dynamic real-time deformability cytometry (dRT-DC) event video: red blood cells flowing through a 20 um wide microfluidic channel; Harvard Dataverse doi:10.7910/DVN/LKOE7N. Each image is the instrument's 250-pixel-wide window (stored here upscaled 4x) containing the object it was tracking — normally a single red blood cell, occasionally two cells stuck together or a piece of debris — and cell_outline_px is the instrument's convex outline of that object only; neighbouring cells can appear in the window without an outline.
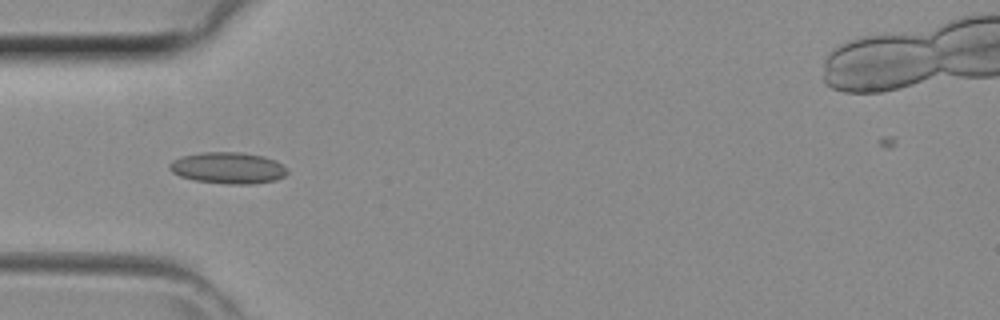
{"species": "common noctule bat (a hibernating species)", "species_latin": "Nyctalus noctula", "temperature_condition": "room temperature", "stored_images_in_passage": 41, "camera_frame_rate_fps": 3000, "um_per_image_px": 0.085, "animal": {"sex": "female", "body_mass_g": 29.2, "forearm_length_mm": 56.3}, "frame": {"image": 1, "passage_image": 12, "time_ms": 3.667, "image_size_px": [1000, 320], "cell_outline_px": [[288, 172], [284, 176], [276, 180], [252, 184], [224, 184], [196, 180], [180, 176], [172, 172], [168, 168], [168, 164], [172, 160], [184, 156], [200, 152], [240, 152], [264, 156], [276, 160], [288, 168]], "centroid_in_image_um": [19.4, 14.27], "position_along_channel_um": 65.6, "area_um2": 21.73}}
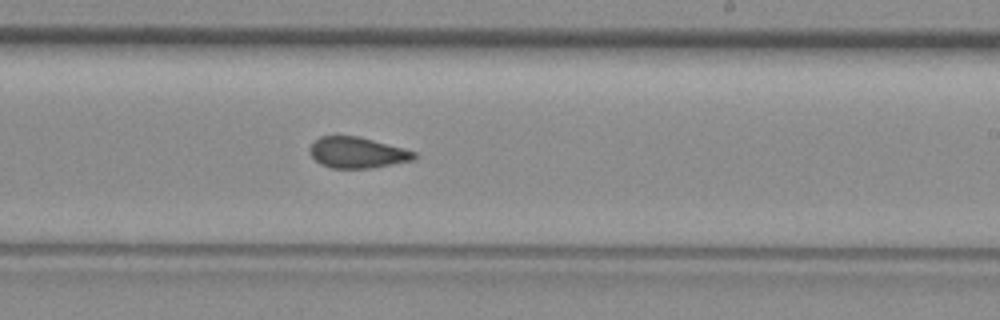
{"frame": {"image": 2, "passage_image": 24, "time_ms": 7.667, "image_size_px": [1000, 320], "cell_outline_px": [[420, 156], [416, 160], [372, 168], [332, 168], [320, 164], [308, 152], [308, 148], [320, 136], [360, 136], [404, 148], [416, 152]], "centroid_in_image_um": [30.42, 12.97], "position_along_channel_um": 258.6, "area_um2": 19.13}}
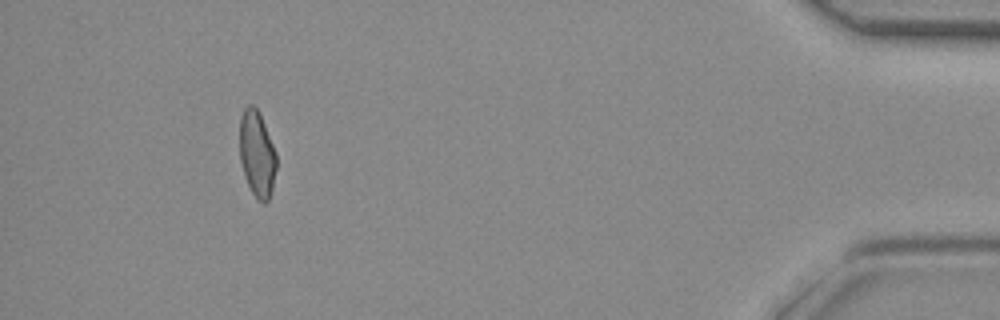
{"frame": {"image": 3, "passage_image": 38, "time_ms": 12.333, "image_size_px": [1000, 320], "cell_outline_px": [[276, 168], [272, 188], [268, 200], [264, 204], [256, 200], [244, 176], [240, 160], [240, 116], [244, 108], [248, 104], [252, 104], [260, 112], [276, 152]], "centroid_in_image_um": [21.84, 13.07], "position_along_channel_um": 413.4, "area_um2": 18.61}}